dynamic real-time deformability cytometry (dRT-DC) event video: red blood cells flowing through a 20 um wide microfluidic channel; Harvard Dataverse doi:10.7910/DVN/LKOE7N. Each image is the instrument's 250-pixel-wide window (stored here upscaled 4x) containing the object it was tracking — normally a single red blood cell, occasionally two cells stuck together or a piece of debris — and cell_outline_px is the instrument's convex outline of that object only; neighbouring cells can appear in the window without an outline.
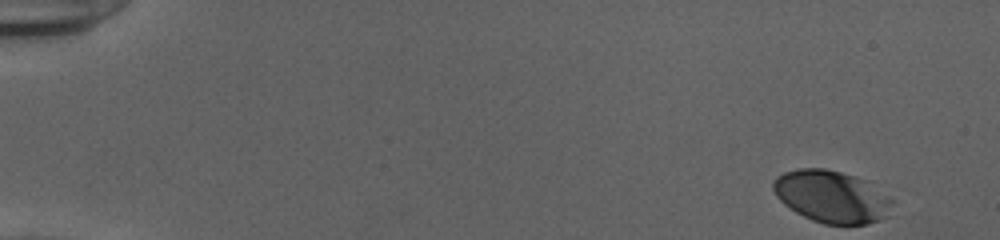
{"species": "human", "species_latin": "Homo sapiens", "temperature_condition": "cold", "stored_images_in_passage": 45, "camera_frame_rate_fps": 3000, "um_per_image_px": 0.085, "donor": {"sex": "female"}, "frame": {"image": 1, "passage_image": 1, "time_ms": 0.0, "image_size_px": [1000, 240], "cell_outline_px": [[892, 200], [884, 216], [880, 220], [868, 224], [824, 224], [812, 220], [796, 212], [784, 204], [776, 196], [772, 188], [772, 180], [776, 176], [784, 172], [800, 168], [824, 168], [856, 176], [864, 180], [892, 196]], "centroid_in_image_um": [70.65, 16.7], "position_along_channel_um": 14.4, "area_um2": 36.07}}
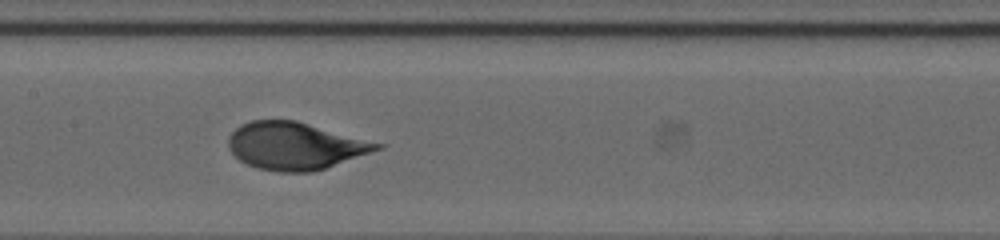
{"frame": {"image": 2, "passage_image": 26, "time_ms": 8.333, "image_size_px": [1000, 240], "cell_outline_px": [[384, 148], [312, 172], [280, 172], [256, 168], [240, 160], [228, 148], [228, 136], [240, 124], [252, 120], [296, 120], [384, 144]], "centroid_in_image_um": [25.07, 12.39], "position_along_channel_um": 182.3, "area_um2": 40.86}}
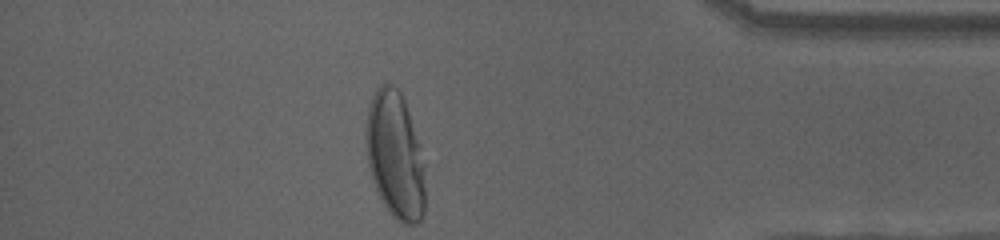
{"frame": {"image": 3, "passage_image": 45, "time_ms": 14.667, "image_size_px": [1000, 240], "cell_outline_px": [[424, 212], [420, 220], [416, 224], [404, 224], [396, 220], [392, 216], [384, 204], [372, 180], [368, 164], [364, 140], [364, 132], [368, 104], [376, 88], [380, 84], [392, 84], [400, 92], [404, 100], [408, 112], [424, 164]], "centroid_in_image_um": [33.54, 13.2], "position_along_channel_um": 401.7, "area_um2": 43.75}}